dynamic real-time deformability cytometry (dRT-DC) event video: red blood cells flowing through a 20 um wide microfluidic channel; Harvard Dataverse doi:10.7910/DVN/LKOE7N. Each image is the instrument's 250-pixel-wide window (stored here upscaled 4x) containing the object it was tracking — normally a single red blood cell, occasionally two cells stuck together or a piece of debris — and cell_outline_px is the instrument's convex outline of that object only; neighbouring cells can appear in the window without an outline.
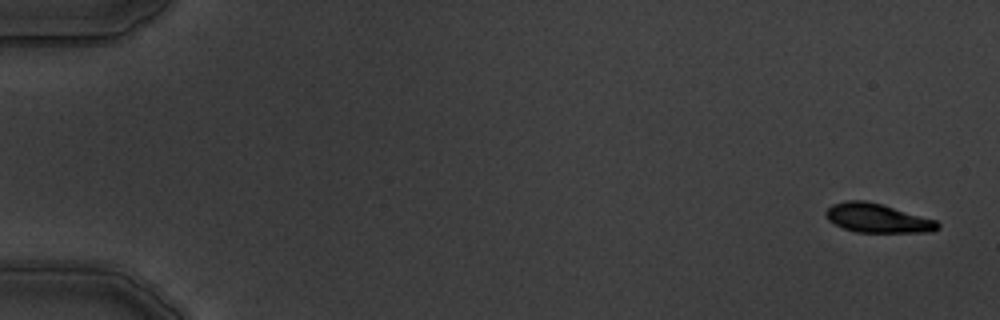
{"species": "common noctule bat (a hibernating species)", "species_latin": "Nyctalus noctula", "temperature_condition": "warm", "stored_images_in_passage": 6, "camera_frame_rate_fps": 3000, "um_per_image_px": 0.085, "animal": {"sex": "male", "body_mass_g": 19.5, "forearm_length_mm": 54.6}, "frame": {"image": 1, "passage_image": 1, "time_ms": 0.0, "image_size_px": [1000, 320], "cell_outline_px": [[940, 228], [932, 232], [856, 232], [844, 228], [828, 220], [824, 212], [832, 204], [844, 200], [864, 200], [880, 204], [936, 220], [940, 224]], "centroid_in_image_um": [74.57, 18.54], "position_along_channel_um": 10.4, "area_um2": 18.79}}